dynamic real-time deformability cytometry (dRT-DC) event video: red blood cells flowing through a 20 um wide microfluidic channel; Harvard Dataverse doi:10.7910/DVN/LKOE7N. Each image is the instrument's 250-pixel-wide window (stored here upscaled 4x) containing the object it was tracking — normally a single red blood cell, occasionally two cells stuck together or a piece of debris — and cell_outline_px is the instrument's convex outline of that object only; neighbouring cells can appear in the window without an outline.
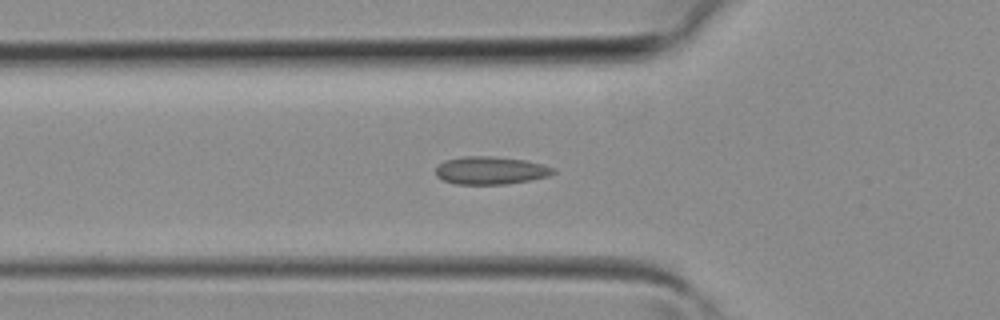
{"species": "common noctule bat (a hibernating species)", "species_latin": "Nyctalus noctula", "temperature_condition": "room temperature", "stored_images_in_passage": 32, "camera_frame_rate_fps": 3000, "um_per_image_px": 0.085, "animal": {"sex": "female", "body_mass_g": 19.3, "forearm_length_mm": 54.1}, "frame": {"image": 1, "passage_image": 5, "time_ms": 1.333, "image_size_px": [1000, 320], "cell_outline_px": [[556, 172], [548, 176], [508, 184], [456, 184], [444, 180], [436, 176], [436, 168], [444, 160], [464, 156], [492, 156], [524, 160], [556, 168]], "centroid_in_image_um": [41.69, 14.48], "position_along_channel_um": 84.1, "area_um2": 18.96}}
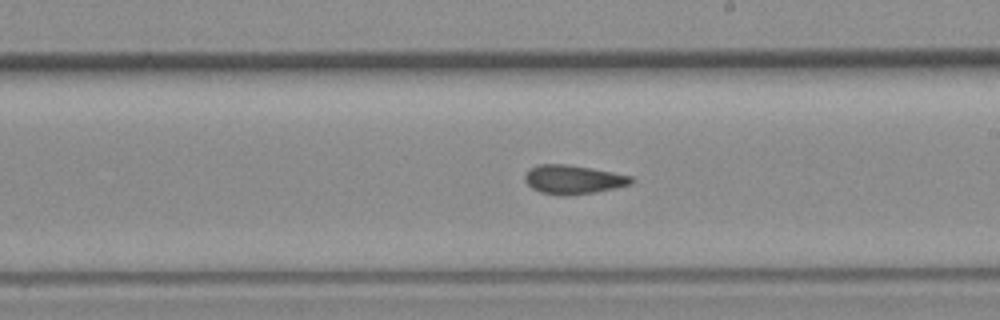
{"frame": {"image": 2, "passage_image": 14, "time_ms": 4.333, "image_size_px": [1000, 320], "cell_outline_px": [[636, 180], [632, 184], [616, 188], [568, 196], [560, 196], [540, 192], [532, 188], [524, 180], [524, 176], [532, 168], [540, 164], [564, 164], [588, 168], [632, 176]], "centroid_in_image_um": [48.74, 15.28], "position_along_channel_um": 240.3, "area_um2": 17.74}}
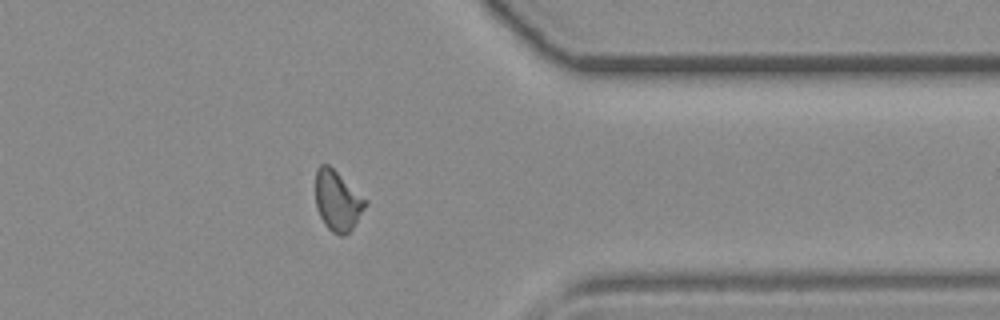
{"frame": {"image": 3, "passage_image": 23, "time_ms": 7.333, "image_size_px": [1000, 320], "cell_outline_px": [[368, 204], [352, 228], [344, 236], [340, 236], [332, 232], [324, 224], [316, 208], [316, 168], [320, 164], [328, 164], [368, 200]], "centroid_in_image_um": [28.69, 17.07], "position_along_channel_um": 382.7, "area_um2": 17.51}}